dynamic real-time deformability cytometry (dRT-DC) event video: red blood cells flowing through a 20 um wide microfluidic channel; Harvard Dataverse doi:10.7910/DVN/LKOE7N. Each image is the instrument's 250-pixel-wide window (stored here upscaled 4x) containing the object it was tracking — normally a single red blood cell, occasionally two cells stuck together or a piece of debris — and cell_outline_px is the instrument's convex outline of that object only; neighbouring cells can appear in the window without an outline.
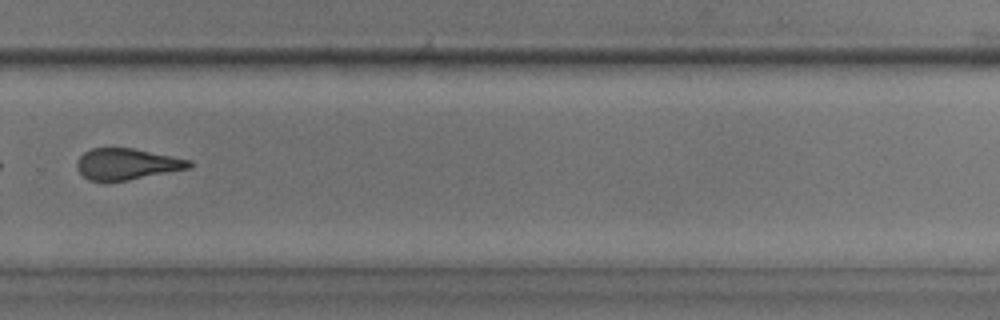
{"species": "common noctule bat (a hibernating species)", "species_latin": "Nyctalus noctula", "temperature_condition": "room temperature", "stored_images_in_passage": 14, "camera_frame_rate_fps": 3000, "um_per_image_px": 0.085, "animal": {"sex": "male", "body_mass_g": 17.9, "forearm_length_mm": 54.2}, "frame": {"image": 1, "passage_image": 10, "time_ms": 11.0, "image_size_px": [1000, 320], "cell_outline_px": [[192, 168], [128, 180], [88, 180], [76, 168], [76, 164], [80, 156], [84, 152], [92, 148], [132, 148], [192, 160]], "centroid_in_image_um": [10.81, 13.94], "position_along_channel_um": 319.0, "area_um2": 20.29}}
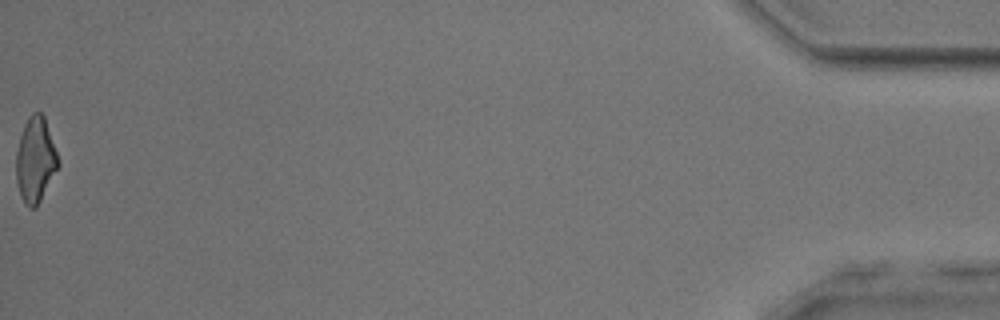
{"frame": {"image": 2, "passage_image": 14, "time_ms": 16.333, "image_size_px": [1000, 320], "cell_outline_px": [[60, 164], [36, 208], [32, 208], [24, 204], [20, 196], [16, 180], [16, 152], [20, 136], [24, 124], [28, 116], [32, 112], [40, 112], [44, 116]], "centroid_in_image_um": [2.99, 13.6], "position_along_channel_um": 432.2, "area_um2": 20.75}, "authors_computed_cell_mechanics": {"area_um2": 21.8195, "velocity_mm_per_s": 3.9571, "shape_relaxation_time_tau1_ms": null, "shape_relaxation_time_tau2_ms": 2.0005, "deformation_change_tau1": null, "deformation_change_tau2": 0.1039}}